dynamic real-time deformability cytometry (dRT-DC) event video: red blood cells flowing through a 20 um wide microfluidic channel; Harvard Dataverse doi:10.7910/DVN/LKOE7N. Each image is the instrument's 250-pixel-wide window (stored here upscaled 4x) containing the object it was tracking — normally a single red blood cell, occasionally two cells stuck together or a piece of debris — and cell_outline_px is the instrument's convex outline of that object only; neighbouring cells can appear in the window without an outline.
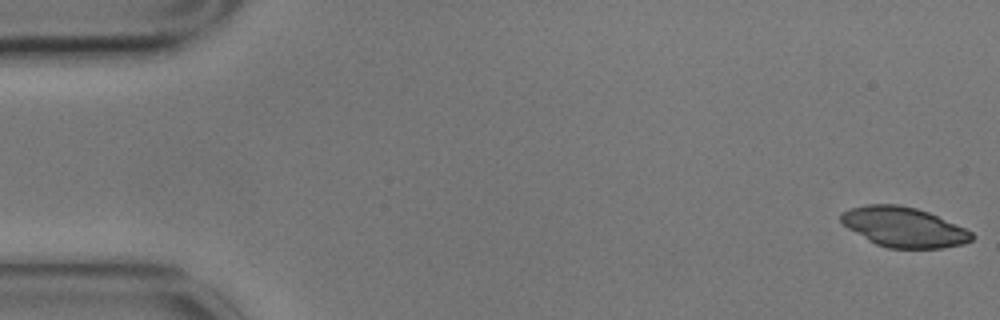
{"species": "common noctule bat (a hibernating species)", "species_latin": "Nyctalus noctula", "temperature_condition": "cold", "stored_images_in_passage": 5, "camera_frame_rate_fps": 3000, "um_per_image_px": 0.085, "animal": {"sex": "male", "body_mass_g": 17.9}, "frame": {"image": 1, "passage_image": 1, "time_ms": 0.0, "image_size_px": [1000, 320], "cell_outline_px": [[976, 236], [972, 240], [964, 244], [940, 248], [888, 248], [876, 244], [868, 240], [848, 228], [840, 220], [840, 212], [848, 208], [864, 204], [900, 204], [916, 208], [928, 212], [964, 228], [972, 232]], "centroid_in_image_um": [76.8, 19.29], "position_along_channel_um": 8.2, "area_um2": 30.46}}